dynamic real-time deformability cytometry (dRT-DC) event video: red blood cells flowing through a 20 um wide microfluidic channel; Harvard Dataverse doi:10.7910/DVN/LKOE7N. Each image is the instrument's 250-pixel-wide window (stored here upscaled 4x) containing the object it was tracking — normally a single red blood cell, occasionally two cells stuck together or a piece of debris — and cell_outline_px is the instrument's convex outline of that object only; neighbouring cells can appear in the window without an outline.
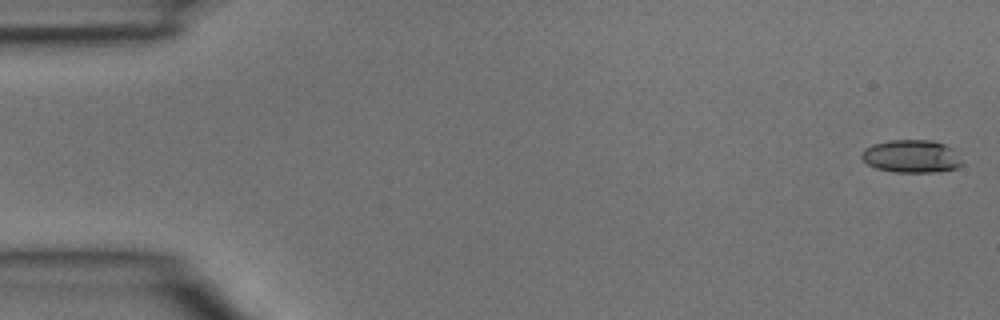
{"species": "common noctule bat (a hibernating species)", "species_latin": "Nyctalus noctula", "temperature_condition": "room temperature", "stored_images_in_passage": 5, "segment_of_instrument_passage": [1, 2], "camera_frame_rate_fps": 3000, "um_per_image_px": 0.085, "animal": {"sex": "male", "body_mass_g": 15.6}, "frame": {"image": 1, "passage_image": 1, "time_ms": 0.0, "image_size_px": [1000, 320], "cell_outline_px": [[964, 164], [956, 168], [936, 172], [896, 172], [876, 168], [868, 164], [860, 156], [864, 148], [872, 144], [888, 140], [936, 140], [952, 148]], "centroid_in_image_um": [77.47, 13.27], "position_along_channel_um": 7.5, "area_um2": 19.31}}
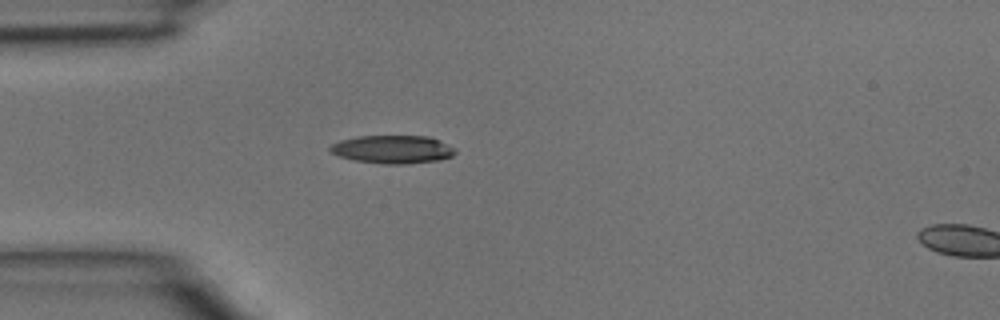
{"frame": {"image": 2, "passage_image": 4, "time_ms": 1.0, "image_size_px": [1000, 320], "cell_outline_px": [[456, 152], [452, 156], [440, 160], [408, 164], [384, 164], [356, 160], [340, 156], [332, 152], [328, 148], [332, 144], [340, 140], [356, 136], [428, 136], [440, 140], [456, 148]], "centroid_in_image_um": [33.42, 12.69], "position_along_channel_um": 51.6, "area_um2": 20.58}}